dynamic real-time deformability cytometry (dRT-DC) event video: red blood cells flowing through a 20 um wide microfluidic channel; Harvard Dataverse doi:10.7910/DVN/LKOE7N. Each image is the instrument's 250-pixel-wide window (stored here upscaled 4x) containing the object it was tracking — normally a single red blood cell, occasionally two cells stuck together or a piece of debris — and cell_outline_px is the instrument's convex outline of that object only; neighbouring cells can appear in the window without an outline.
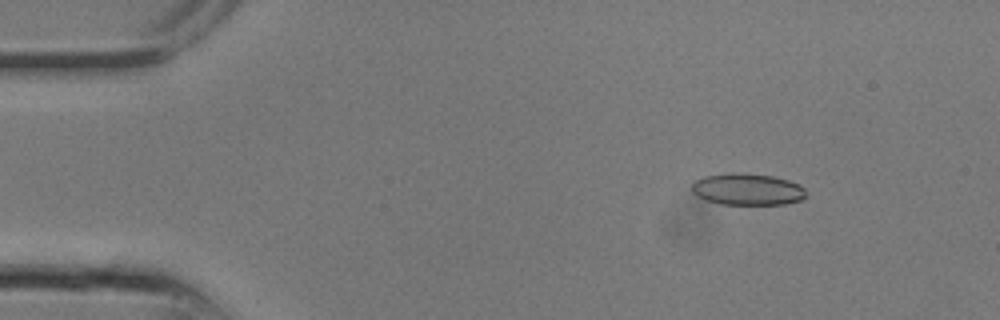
{"species": "common noctule bat (a hibernating species)", "species_latin": "Nyctalus noctula", "temperature_condition": "room temperature", "stored_images_in_passage": 26, "camera_frame_rate_fps": 3000, "um_per_image_px": 0.085, "animal": {"sex": "male", "body_mass_g": 13.3}, "frame": {"image": 1, "passage_image": 4, "time_ms": 1.0, "image_size_px": [1000, 320], "cell_outline_px": [[804, 196], [800, 200], [784, 204], [720, 204], [704, 200], [696, 196], [692, 192], [692, 184], [696, 180], [704, 176], [732, 172], [772, 176], [788, 180], [800, 184], [804, 188]], "centroid_in_image_um": [63.49, 16.09], "position_along_channel_um": 21.5, "area_um2": 21.04}}
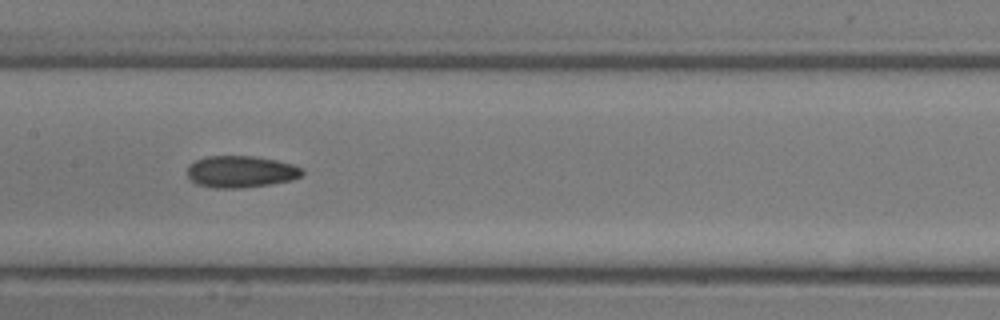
{"frame": {"image": 2, "passage_image": 13, "time_ms": 4.0, "image_size_px": [1000, 320], "cell_outline_px": [[304, 172], [300, 176], [292, 180], [268, 184], [240, 188], [216, 188], [196, 184], [188, 176], [188, 164], [196, 160], [208, 156], [256, 156], [276, 160], [292, 164], [304, 168]], "centroid_in_image_um": [20.48, 14.58], "position_along_channel_um": 186.9, "area_um2": 21.27}}
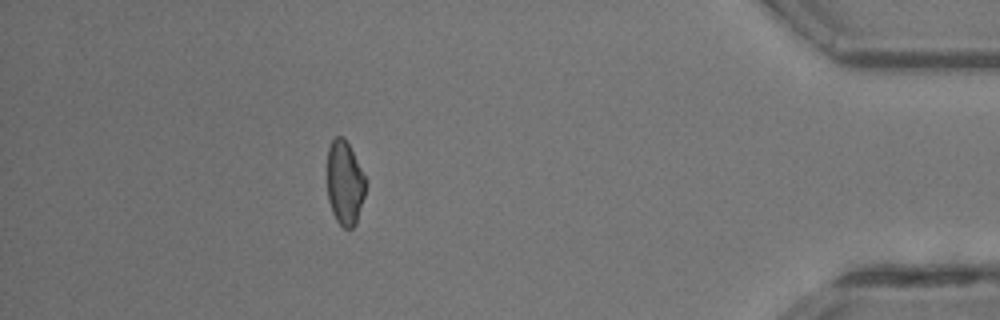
{"frame": {"image": 3, "passage_image": 23, "time_ms": 7.333, "image_size_px": [1000, 320], "cell_outline_px": [[364, 196], [356, 224], [352, 228], [344, 228], [336, 220], [332, 212], [328, 200], [328, 148], [332, 140], [336, 136], [344, 136], [364, 176]], "centroid_in_image_um": [29.28, 15.57], "position_along_channel_um": 405.9, "area_um2": 18.44}}